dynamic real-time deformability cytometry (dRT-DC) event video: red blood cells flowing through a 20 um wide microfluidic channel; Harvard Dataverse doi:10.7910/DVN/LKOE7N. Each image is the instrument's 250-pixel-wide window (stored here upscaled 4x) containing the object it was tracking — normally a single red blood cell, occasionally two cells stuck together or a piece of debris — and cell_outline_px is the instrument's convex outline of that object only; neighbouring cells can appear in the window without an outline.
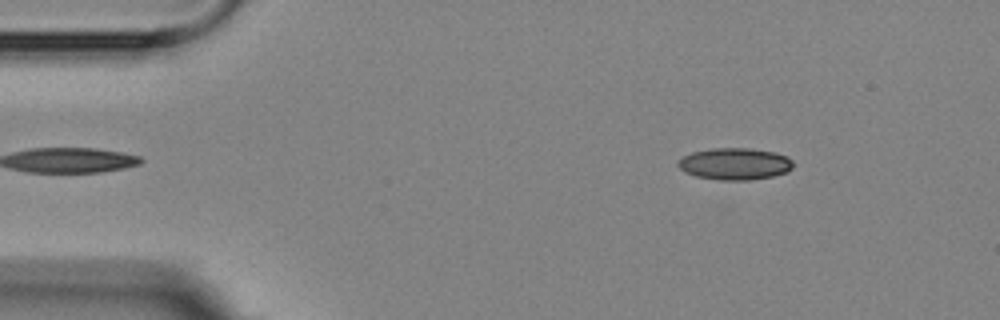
{"species": "Egyptian fruit bat (a non-hibernating species)", "species_latin": "Rousettus aegyptiacus", "temperature_condition": "room temperature", "stored_images_in_passage": 3, "camera_frame_rate_fps": 3000, "um_per_image_px": 0.085, "animal": {"sex": "female"}, "frame": {"image": 1, "passage_image": 3, "time_ms": 2.0, "image_size_px": [1000, 320], "cell_outline_px": [[792, 168], [788, 172], [772, 176], [748, 180], [720, 180], [696, 176], [684, 172], [676, 164], [684, 156], [692, 152], [712, 148], [748, 148], [776, 152], [788, 156], [792, 160]], "centroid_in_image_um": [62.48, 13.92], "position_along_channel_um": 22.5, "area_um2": 21.39}}